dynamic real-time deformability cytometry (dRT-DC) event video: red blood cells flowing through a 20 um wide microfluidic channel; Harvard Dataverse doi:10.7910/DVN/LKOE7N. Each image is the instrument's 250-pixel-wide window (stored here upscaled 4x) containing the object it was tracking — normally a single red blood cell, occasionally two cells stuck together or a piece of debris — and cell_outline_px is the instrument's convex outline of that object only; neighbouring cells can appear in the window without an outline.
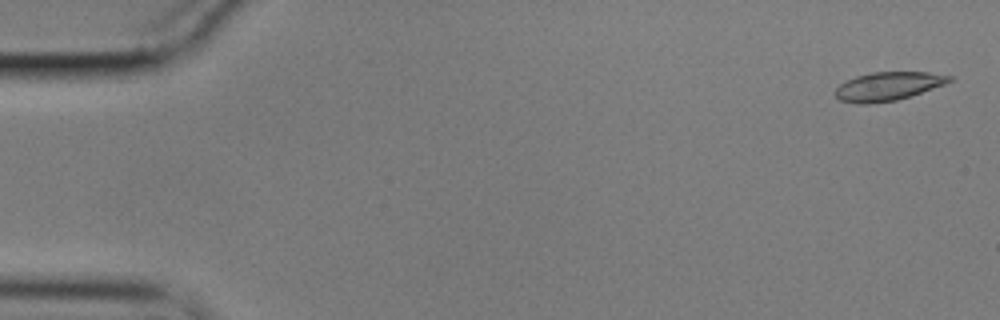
{"species": "common noctule bat (a hibernating species)", "species_latin": "Nyctalus noctula", "temperature_condition": "cold", "stored_images_in_passage": 56, "camera_frame_rate_fps": 3000, "um_per_image_px": 0.085, "animal": {"sex": "male", "body_mass_g": 17.9}, "frame": {"image": 1, "passage_image": 2, "time_ms": 0.333, "image_size_px": [1000, 320], "cell_outline_px": [[952, 80], [944, 84], [896, 100], [868, 104], [860, 104], [840, 100], [832, 92], [840, 84], [856, 76], [872, 72], [928, 72], [952, 76]], "centroid_in_image_um": [75.43, 7.33], "position_along_channel_um": 9.6, "area_um2": 18.73}}
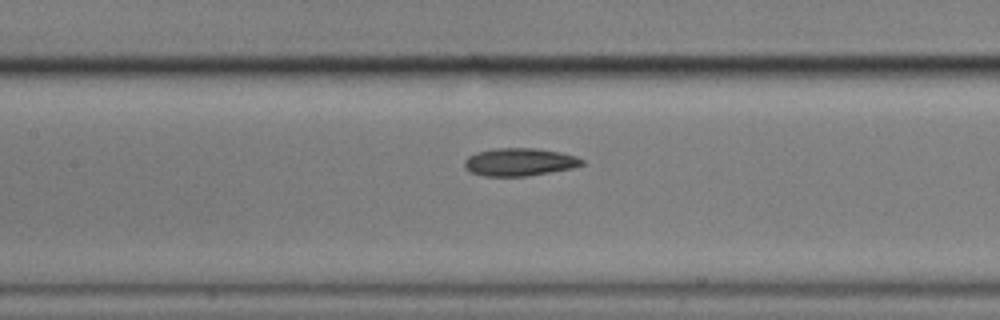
{"frame": {"image": 2, "passage_image": 26, "time_ms": 8.333, "image_size_px": [1000, 320], "cell_outline_px": [[584, 164], [572, 168], [528, 176], [484, 176], [472, 172], [464, 168], [464, 160], [468, 156], [476, 152], [496, 148], [536, 148], [560, 152], [576, 156], [584, 160]], "centroid_in_image_um": [44.15, 13.77], "position_along_channel_um": 163.3, "area_um2": 19.07}}
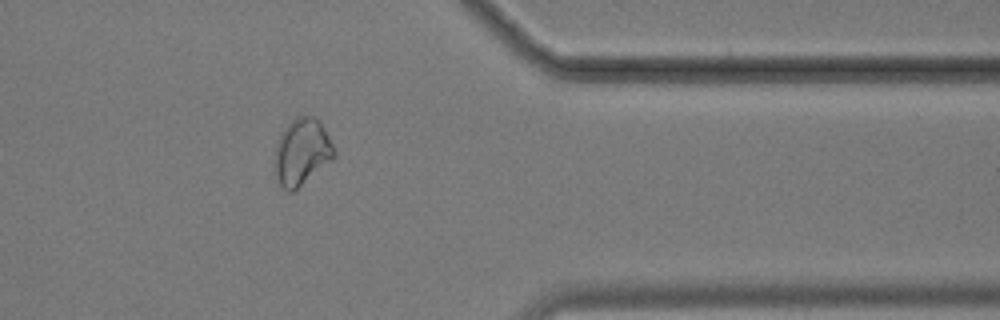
{"frame": {"image": 3, "passage_image": 46, "time_ms": 15.0, "image_size_px": [1000, 320], "cell_outline_px": [[336, 156], [332, 160], [292, 192], [288, 192], [280, 184], [276, 176], [276, 144], [284, 128], [296, 116], [316, 116], [320, 120], [336, 152]], "centroid_in_image_um": [25.68, 12.88], "position_along_channel_um": 385.7, "area_um2": 22.72}, "authors_computed_cell_mechanics": {"area_um2": 19.4497, "velocity_mm_per_s": 3.5548, "shape_relaxation_time_tau1_ms": null, "shape_relaxation_time_tau2_ms": 5.5094, "deformation_change_tau1": null, "deformation_change_tau2": 0.1082}}